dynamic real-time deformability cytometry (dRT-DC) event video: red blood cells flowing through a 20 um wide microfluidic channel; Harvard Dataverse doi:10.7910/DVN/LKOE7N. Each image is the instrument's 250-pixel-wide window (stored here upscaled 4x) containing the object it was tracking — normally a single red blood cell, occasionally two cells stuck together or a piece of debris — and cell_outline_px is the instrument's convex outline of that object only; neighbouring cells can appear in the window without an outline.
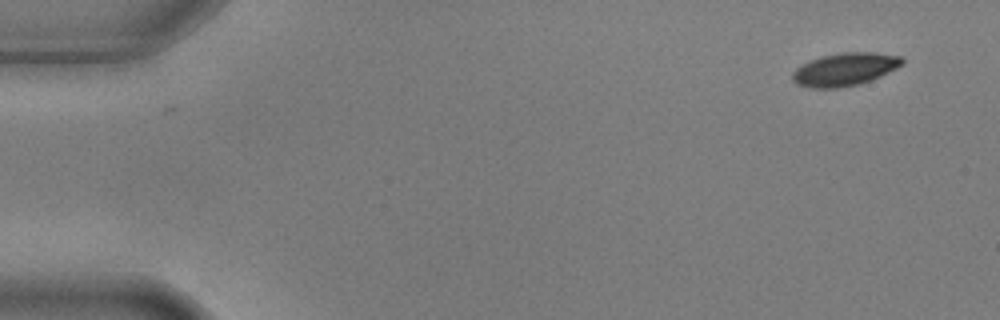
{"species": "common noctule bat (a hibernating species)", "species_latin": "Nyctalus noctula", "temperature_condition": "warm", "stored_images_in_passage": 2, "camera_frame_rate_fps": 3000, "um_per_image_px": 0.085, "animal": {"sex": "male", "body_mass_g": 17.9, "forearm_length_mm": 54.2}, "frame": {"image": 1, "passage_image": 2, "time_ms": 0.333, "image_size_px": [1000, 320], "cell_outline_px": [[904, 64], [880, 76], [860, 84], [836, 88], [812, 88], [796, 84], [792, 80], [792, 72], [796, 68], [812, 60], [824, 56], [840, 52], [876, 52], [900, 56], [904, 60]], "centroid_in_image_um": [71.82, 5.89], "position_along_channel_um": 13.2, "area_um2": 20.92}}